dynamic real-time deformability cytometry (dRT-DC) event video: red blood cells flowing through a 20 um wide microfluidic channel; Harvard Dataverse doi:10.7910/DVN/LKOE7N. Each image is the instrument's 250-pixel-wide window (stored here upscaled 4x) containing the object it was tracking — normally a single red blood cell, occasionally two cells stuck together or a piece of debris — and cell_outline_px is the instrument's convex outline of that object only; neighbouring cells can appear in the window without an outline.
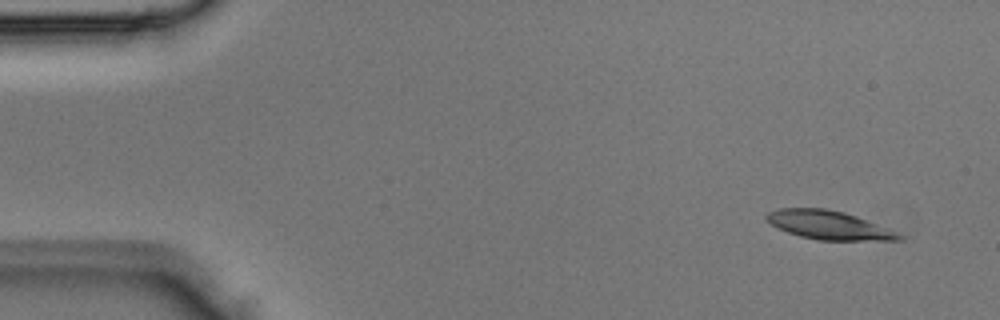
{"species": "Egyptian fruit bat (a non-hibernating species)", "species_latin": "Rousettus aegyptiacus", "temperature_condition": "room temperature", "stored_images_in_passage": 2, "camera_frame_rate_fps": 3000, "um_per_image_px": 0.085, "animal": {"sex": "male"}, "frame": {"image": 1, "passage_image": 1, "time_ms": 0.0, "image_size_px": [1000, 320], "cell_outline_px": [[904, 240], [820, 240], [800, 236], [788, 232], [764, 220], [764, 216], [768, 212], [780, 208], [824, 208], [844, 212], [856, 216], [896, 232], [904, 236]], "centroid_in_image_um": [70.42, 19.13], "position_along_channel_um": 14.6, "area_um2": 21.85}}